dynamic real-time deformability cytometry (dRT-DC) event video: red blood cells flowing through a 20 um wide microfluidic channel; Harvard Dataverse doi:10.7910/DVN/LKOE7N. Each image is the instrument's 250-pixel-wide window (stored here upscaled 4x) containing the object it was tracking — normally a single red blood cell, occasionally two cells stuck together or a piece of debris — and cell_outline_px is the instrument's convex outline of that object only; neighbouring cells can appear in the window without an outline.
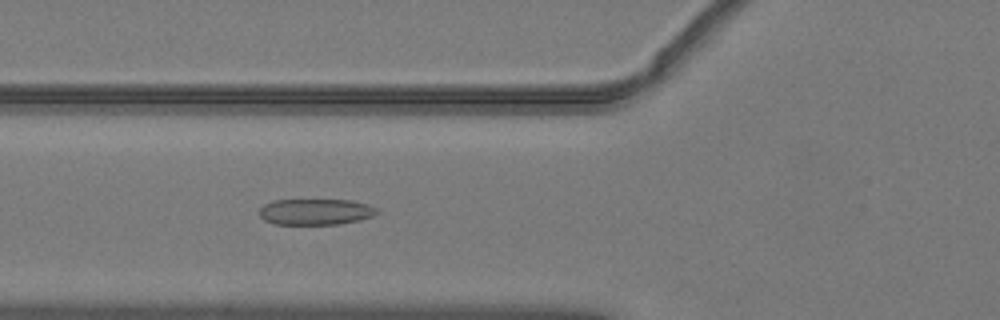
{"species": "common noctule bat (a hibernating species)", "species_latin": "Nyctalus noctula", "temperature_condition": "warm", "stored_images_in_passage": 41, "camera_frame_rate_fps": 3000, "um_per_image_px": 0.085, "animal": {"sex": "male", "body_mass_g": 19.2, "forearm_length_mm": 51.8}, "frame": {"image": 1, "passage_image": 16, "time_ms": 5.0, "image_size_px": [1000, 320], "cell_outline_px": [[380, 212], [372, 216], [360, 220], [340, 224], [272, 224], [264, 220], [260, 216], [260, 208], [264, 204], [272, 200], [352, 200], [368, 204], [380, 208]], "centroid_in_image_um": [26.86, 18.0], "position_along_channel_um": 98.9, "area_um2": 18.09}}
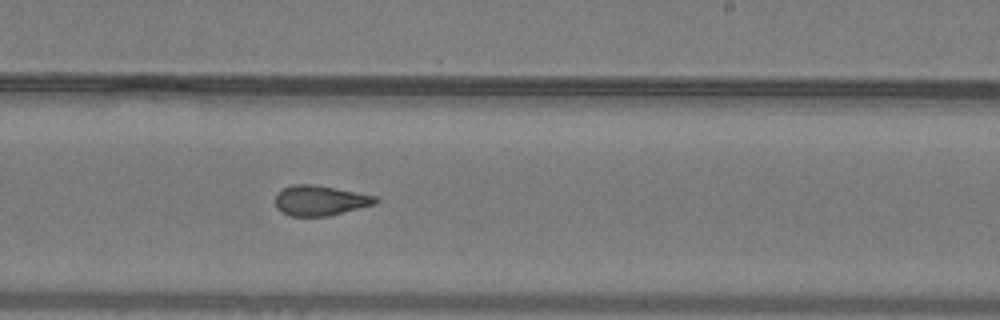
{"frame": {"image": 2, "passage_image": 28, "time_ms": 9.0, "image_size_px": [1000, 320], "cell_outline_px": [[380, 200], [376, 204], [328, 216], [292, 216], [280, 212], [276, 208], [276, 192], [292, 184], [312, 184], [336, 188], [376, 196]], "centroid_in_image_um": [27.2, 17.04], "position_along_channel_um": 261.8, "area_um2": 17.69}}
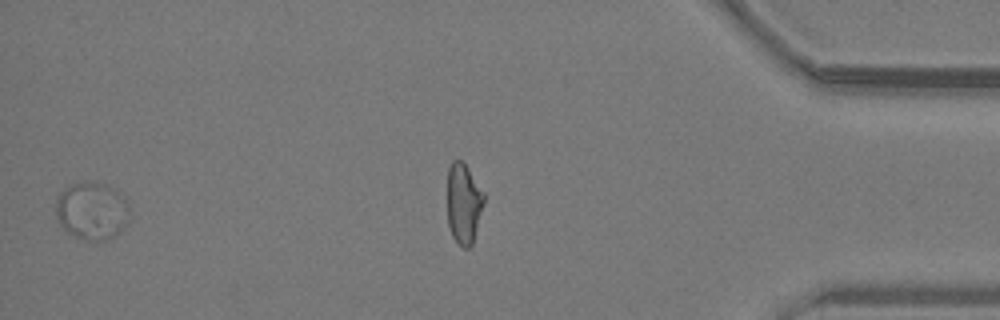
{"frame": {"image": 3, "passage_image": 40, "time_ms": 13.0, "image_size_px": [1000, 320], "cell_outline_px": [[128, 224], [124, 228], [112, 236], [104, 240], [84, 240], [68, 232], [60, 224], [56, 216], [56, 200], [60, 192], [64, 188], [72, 184], [84, 180], [88, 180], [104, 184], [128, 196]], "centroid_in_image_um": [7.83, 17.88], "position_along_channel_um": 427.4, "area_um2": 25.03}, "authors_computed_cell_mechanics": {"area_um2": 18.3226, "velocity_mm_per_s": 4.0675, "shape_relaxation_time_tau1_ms": null, "shape_relaxation_time_tau2_ms": 1.4268, "deformation_change_tau1": null, "deformation_change_tau2": 0.0757}}